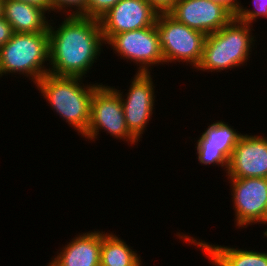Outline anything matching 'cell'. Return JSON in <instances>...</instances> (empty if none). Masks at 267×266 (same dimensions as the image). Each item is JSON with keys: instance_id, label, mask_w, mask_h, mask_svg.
I'll return each mask as SVG.
<instances>
[{"instance_id": "7a4b0ae2", "label": "cell", "mask_w": 267, "mask_h": 266, "mask_svg": "<svg viewBox=\"0 0 267 266\" xmlns=\"http://www.w3.org/2000/svg\"><path fill=\"white\" fill-rule=\"evenodd\" d=\"M83 80L77 76L48 73L35 84L50 108L81 136L89 124L93 93L102 84L84 85Z\"/></svg>"}, {"instance_id": "7c38bea8", "label": "cell", "mask_w": 267, "mask_h": 266, "mask_svg": "<svg viewBox=\"0 0 267 266\" xmlns=\"http://www.w3.org/2000/svg\"><path fill=\"white\" fill-rule=\"evenodd\" d=\"M242 135L224 121L211 123L196 142L199 163L225 167L224 171L227 172L232 151Z\"/></svg>"}, {"instance_id": "5bb4252c", "label": "cell", "mask_w": 267, "mask_h": 266, "mask_svg": "<svg viewBox=\"0 0 267 266\" xmlns=\"http://www.w3.org/2000/svg\"><path fill=\"white\" fill-rule=\"evenodd\" d=\"M101 246L102 231L80 233L47 266H100Z\"/></svg>"}, {"instance_id": "ac0fdd59", "label": "cell", "mask_w": 267, "mask_h": 266, "mask_svg": "<svg viewBox=\"0 0 267 266\" xmlns=\"http://www.w3.org/2000/svg\"><path fill=\"white\" fill-rule=\"evenodd\" d=\"M253 9H247L242 4L239 5L238 10L235 13V18L241 22L253 25L256 19L260 17L267 19V0H252Z\"/></svg>"}, {"instance_id": "ffe728a7", "label": "cell", "mask_w": 267, "mask_h": 266, "mask_svg": "<svg viewBox=\"0 0 267 266\" xmlns=\"http://www.w3.org/2000/svg\"><path fill=\"white\" fill-rule=\"evenodd\" d=\"M120 0H87L86 17L99 19Z\"/></svg>"}, {"instance_id": "8992f818", "label": "cell", "mask_w": 267, "mask_h": 266, "mask_svg": "<svg viewBox=\"0 0 267 266\" xmlns=\"http://www.w3.org/2000/svg\"><path fill=\"white\" fill-rule=\"evenodd\" d=\"M101 129L114 138L127 141L128 145H136L139 141L127 128L119 94L112 87L103 84L93 93L90 120L82 137L95 141Z\"/></svg>"}, {"instance_id": "9c48e42d", "label": "cell", "mask_w": 267, "mask_h": 266, "mask_svg": "<svg viewBox=\"0 0 267 266\" xmlns=\"http://www.w3.org/2000/svg\"><path fill=\"white\" fill-rule=\"evenodd\" d=\"M150 73H136L131 79L127 94L112 87L120 96L128 130L141 140L142 134L152 120L155 103V86Z\"/></svg>"}, {"instance_id": "d4e9b609", "label": "cell", "mask_w": 267, "mask_h": 266, "mask_svg": "<svg viewBox=\"0 0 267 266\" xmlns=\"http://www.w3.org/2000/svg\"><path fill=\"white\" fill-rule=\"evenodd\" d=\"M4 1L0 0V18L3 17Z\"/></svg>"}, {"instance_id": "d6986e66", "label": "cell", "mask_w": 267, "mask_h": 266, "mask_svg": "<svg viewBox=\"0 0 267 266\" xmlns=\"http://www.w3.org/2000/svg\"><path fill=\"white\" fill-rule=\"evenodd\" d=\"M86 6L87 0H50V13L54 11L65 13V16L86 17Z\"/></svg>"}, {"instance_id": "8fae6325", "label": "cell", "mask_w": 267, "mask_h": 266, "mask_svg": "<svg viewBox=\"0 0 267 266\" xmlns=\"http://www.w3.org/2000/svg\"><path fill=\"white\" fill-rule=\"evenodd\" d=\"M157 15L147 0H120L99 18L105 43L113 35L154 26Z\"/></svg>"}, {"instance_id": "52a82bcc", "label": "cell", "mask_w": 267, "mask_h": 266, "mask_svg": "<svg viewBox=\"0 0 267 266\" xmlns=\"http://www.w3.org/2000/svg\"><path fill=\"white\" fill-rule=\"evenodd\" d=\"M105 44L123 60L136 63L137 73H151L153 65L165 63L156 25L113 35Z\"/></svg>"}, {"instance_id": "484cf974", "label": "cell", "mask_w": 267, "mask_h": 266, "mask_svg": "<svg viewBox=\"0 0 267 266\" xmlns=\"http://www.w3.org/2000/svg\"><path fill=\"white\" fill-rule=\"evenodd\" d=\"M267 224V205H266V215H265V225Z\"/></svg>"}, {"instance_id": "277c9868", "label": "cell", "mask_w": 267, "mask_h": 266, "mask_svg": "<svg viewBox=\"0 0 267 266\" xmlns=\"http://www.w3.org/2000/svg\"><path fill=\"white\" fill-rule=\"evenodd\" d=\"M49 32L16 33L0 48V77L17 73L36 84L49 73Z\"/></svg>"}, {"instance_id": "6da1fadb", "label": "cell", "mask_w": 267, "mask_h": 266, "mask_svg": "<svg viewBox=\"0 0 267 266\" xmlns=\"http://www.w3.org/2000/svg\"><path fill=\"white\" fill-rule=\"evenodd\" d=\"M65 17L58 28L49 23V73L85 79L106 45L100 22L84 16Z\"/></svg>"}, {"instance_id": "ba28073f", "label": "cell", "mask_w": 267, "mask_h": 266, "mask_svg": "<svg viewBox=\"0 0 267 266\" xmlns=\"http://www.w3.org/2000/svg\"><path fill=\"white\" fill-rule=\"evenodd\" d=\"M227 179L231 184L235 227L243 229L257 223L265 225L267 178Z\"/></svg>"}, {"instance_id": "7402d4cb", "label": "cell", "mask_w": 267, "mask_h": 266, "mask_svg": "<svg viewBox=\"0 0 267 266\" xmlns=\"http://www.w3.org/2000/svg\"><path fill=\"white\" fill-rule=\"evenodd\" d=\"M158 13H168L178 0H147Z\"/></svg>"}, {"instance_id": "3957f363", "label": "cell", "mask_w": 267, "mask_h": 266, "mask_svg": "<svg viewBox=\"0 0 267 266\" xmlns=\"http://www.w3.org/2000/svg\"><path fill=\"white\" fill-rule=\"evenodd\" d=\"M251 29L252 25L234 17L220 30L206 35L197 71L221 72L247 64L256 42Z\"/></svg>"}, {"instance_id": "603a6c76", "label": "cell", "mask_w": 267, "mask_h": 266, "mask_svg": "<svg viewBox=\"0 0 267 266\" xmlns=\"http://www.w3.org/2000/svg\"><path fill=\"white\" fill-rule=\"evenodd\" d=\"M212 1L225 5L234 15L238 10L239 5L241 4V2H239L240 0H212Z\"/></svg>"}, {"instance_id": "2e32d148", "label": "cell", "mask_w": 267, "mask_h": 266, "mask_svg": "<svg viewBox=\"0 0 267 266\" xmlns=\"http://www.w3.org/2000/svg\"><path fill=\"white\" fill-rule=\"evenodd\" d=\"M44 8L18 0H5L3 17L16 33L48 32L49 23Z\"/></svg>"}, {"instance_id": "30bf717a", "label": "cell", "mask_w": 267, "mask_h": 266, "mask_svg": "<svg viewBox=\"0 0 267 266\" xmlns=\"http://www.w3.org/2000/svg\"><path fill=\"white\" fill-rule=\"evenodd\" d=\"M168 14L205 35L215 33L235 17L225 5L212 0H178Z\"/></svg>"}, {"instance_id": "cb8c5ba5", "label": "cell", "mask_w": 267, "mask_h": 266, "mask_svg": "<svg viewBox=\"0 0 267 266\" xmlns=\"http://www.w3.org/2000/svg\"><path fill=\"white\" fill-rule=\"evenodd\" d=\"M18 1L37 5L41 8H44L48 12V14H50L49 13L50 12V0H18Z\"/></svg>"}, {"instance_id": "5b68a950", "label": "cell", "mask_w": 267, "mask_h": 266, "mask_svg": "<svg viewBox=\"0 0 267 266\" xmlns=\"http://www.w3.org/2000/svg\"><path fill=\"white\" fill-rule=\"evenodd\" d=\"M155 25L165 64L186 62L196 69L202 59L206 35L168 13H158Z\"/></svg>"}, {"instance_id": "9a60e30c", "label": "cell", "mask_w": 267, "mask_h": 266, "mask_svg": "<svg viewBox=\"0 0 267 266\" xmlns=\"http://www.w3.org/2000/svg\"><path fill=\"white\" fill-rule=\"evenodd\" d=\"M182 234V235H181ZM179 239L189 245H197L215 266H267V252L244 250L235 247L212 245L204 240L196 239L183 233H176ZM198 240V241H197Z\"/></svg>"}, {"instance_id": "e0dca14e", "label": "cell", "mask_w": 267, "mask_h": 266, "mask_svg": "<svg viewBox=\"0 0 267 266\" xmlns=\"http://www.w3.org/2000/svg\"><path fill=\"white\" fill-rule=\"evenodd\" d=\"M113 233L102 231L100 266H143L141 256Z\"/></svg>"}, {"instance_id": "4fadbf2b", "label": "cell", "mask_w": 267, "mask_h": 266, "mask_svg": "<svg viewBox=\"0 0 267 266\" xmlns=\"http://www.w3.org/2000/svg\"><path fill=\"white\" fill-rule=\"evenodd\" d=\"M225 173L227 178H267V136L243 134Z\"/></svg>"}, {"instance_id": "44dd1931", "label": "cell", "mask_w": 267, "mask_h": 266, "mask_svg": "<svg viewBox=\"0 0 267 266\" xmlns=\"http://www.w3.org/2000/svg\"><path fill=\"white\" fill-rule=\"evenodd\" d=\"M11 24L4 18H0V48L11 39L13 35Z\"/></svg>"}]
</instances>
